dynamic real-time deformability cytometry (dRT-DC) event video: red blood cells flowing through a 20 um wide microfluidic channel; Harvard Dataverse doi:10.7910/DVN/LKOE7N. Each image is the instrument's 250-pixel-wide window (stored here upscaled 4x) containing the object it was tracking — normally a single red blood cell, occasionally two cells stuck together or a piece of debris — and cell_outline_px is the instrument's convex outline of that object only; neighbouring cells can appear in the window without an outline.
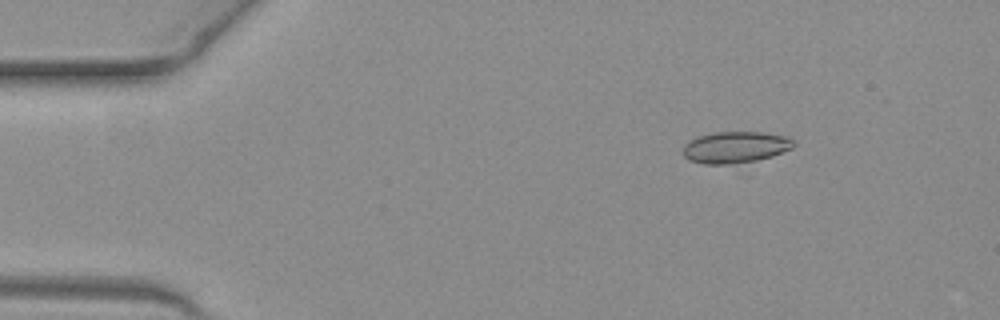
{"species": "common noctule bat (a hibernating species)", "species_latin": "Nyctalus noctula", "temperature_condition": "warm", "stored_images_in_passage": 44, "camera_frame_rate_fps": 3000, "um_per_image_px": 0.085, "animal": {"sex": "female", "body_mass_g": 19.3, "forearm_length_mm": 54.1}, "frame": {"image": 1, "passage_image": 1, "time_ms": 0.0, "image_size_px": [1000, 320], "cell_outline_px": [[796, 144], [792, 148], [748, 176], [688, 160], [684, 156], [684, 144], [688, 140], [712, 132], [764, 132], [788, 136]], "centroid_in_image_um": [62.67, 12.77], "position_along_channel_um": 22.3, "area_um2": 24.51}}
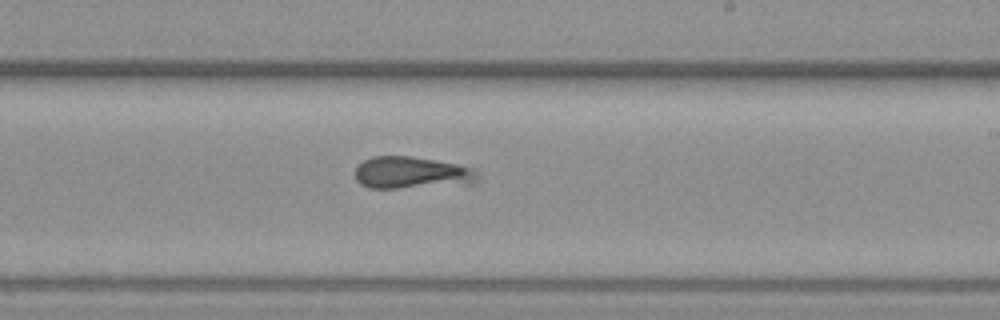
{"frame": {"image": 2, "passage_image": 24, "time_ms": 7.667, "image_size_px": [1000, 320], "cell_outline_px": [[476, 180], [472, 184], [396, 188], [368, 188], [360, 184], [356, 180], [356, 168], [364, 160], [372, 156], [412, 156], [436, 160], [456, 164], [472, 168], [476, 172]], "centroid_in_image_um": [34.96, 14.68], "position_along_channel_um": 254.0, "area_um2": 22.83}}
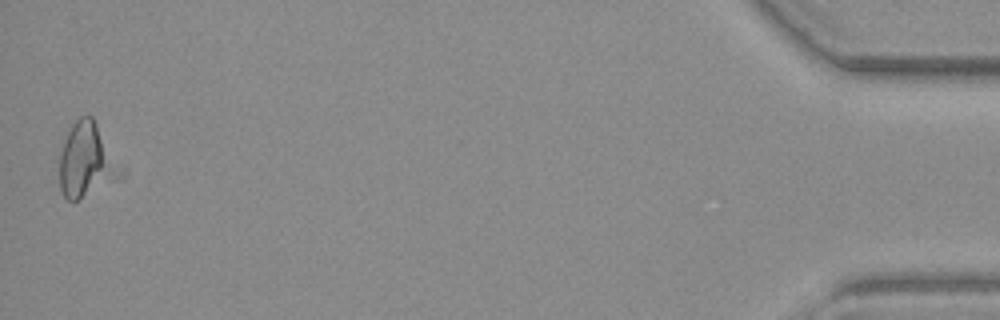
{"frame": {"image": 3, "passage_image": 44, "time_ms": 14.333, "image_size_px": [1000, 320], "cell_outline_px": [[100, 168], [84, 192], [76, 200], [68, 200], [64, 196], [60, 188], [60, 156], [68, 128], [80, 116], [92, 116], [96, 124], [100, 140]], "centroid_in_image_um": [6.77, 13.39], "position_along_channel_um": 428.4, "area_um2": 18.84}}